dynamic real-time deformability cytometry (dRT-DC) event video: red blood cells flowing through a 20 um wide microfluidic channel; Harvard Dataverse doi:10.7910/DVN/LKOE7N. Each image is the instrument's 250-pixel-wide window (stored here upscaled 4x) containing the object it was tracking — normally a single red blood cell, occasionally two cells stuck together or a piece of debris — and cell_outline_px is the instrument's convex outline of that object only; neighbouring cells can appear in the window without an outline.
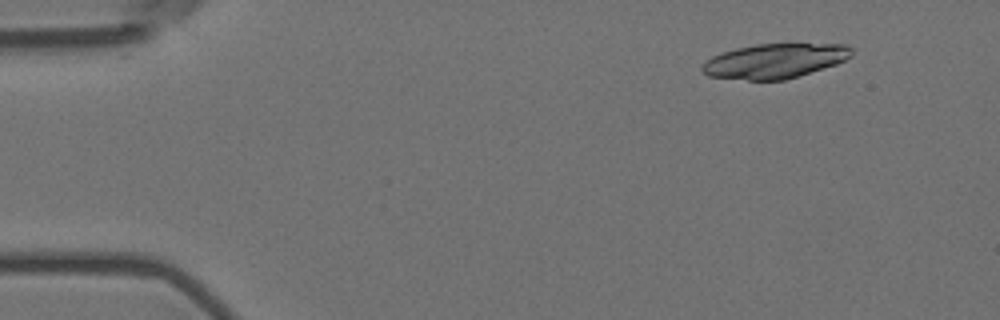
{"species": "Egyptian fruit bat (a non-hibernating species)", "species_latin": "Rousettus aegyptiacus", "temperature_condition": "room temperature", "stored_images_in_passage": 3, "camera_frame_rate_fps": 3000, "um_per_image_px": 0.085, "animal": {"sex": "female"}, "frame": {"image": 1, "passage_image": 1, "time_ms": 0.0, "image_size_px": [1000, 320], "cell_outline_px": [[852, 56], [836, 64], [784, 80], [748, 80], [708, 76], [700, 68], [712, 56], [736, 48], [756, 44], [844, 44], [852, 48]], "centroid_in_image_um": [65.86, 5.18], "position_along_channel_um": 19.1, "area_um2": 29.82}}